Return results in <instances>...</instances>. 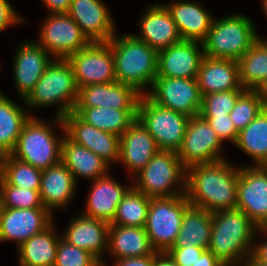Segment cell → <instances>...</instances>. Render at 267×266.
<instances>
[{
	"mask_svg": "<svg viewBox=\"0 0 267 266\" xmlns=\"http://www.w3.org/2000/svg\"><path fill=\"white\" fill-rule=\"evenodd\" d=\"M199 4L194 1L177 0L165 5L177 25L182 40L202 43L207 37L213 17Z\"/></svg>",
	"mask_w": 267,
	"mask_h": 266,
	"instance_id": "obj_26",
	"label": "cell"
},
{
	"mask_svg": "<svg viewBox=\"0 0 267 266\" xmlns=\"http://www.w3.org/2000/svg\"><path fill=\"white\" fill-rule=\"evenodd\" d=\"M223 143L207 120L200 115L190 117L182 145L177 152L182 165L212 163L225 159L221 152Z\"/></svg>",
	"mask_w": 267,
	"mask_h": 266,
	"instance_id": "obj_11",
	"label": "cell"
},
{
	"mask_svg": "<svg viewBox=\"0 0 267 266\" xmlns=\"http://www.w3.org/2000/svg\"><path fill=\"white\" fill-rule=\"evenodd\" d=\"M212 213L190 205L173 247L196 246L208 249L211 237Z\"/></svg>",
	"mask_w": 267,
	"mask_h": 266,
	"instance_id": "obj_32",
	"label": "cell"
},
{
	"mask_svg": "<svg viewBox=\"0 0 267 266\" xmlns=\"http://www.w3.org/2000/svg\"><path fill=\"white\" fill-rule=\"evenodd\" d=\"M254 22L242 14L213 19L202 42L205 56L238 61L259 38Z\"/></svg>",
	"mask_w": 267,
	"mask_h": 266,
	"instance_id": "obj_6",
	"label": "cell"
},
{
	"mask_svg": "<svg viewBox=\"0 0 267 266\" xmlns=\"http://www.w3.org/2000/svg\"><path fill=\"white\" fill-rule=\"evenodd\" d=\"M245 90H231L209 93L202 96L200 116H225L230 114L238 97Z\"/></svg>",
	"mask_w": 267,
	"mask_h": 266,
	"instance_id": "obj_40",
	"label": "cell"
},
{
	"mask_svg": "<svg viewBox=\"0 0 267 266\" xmlns=\"http://www.w3.org/2000/svg\"><path fill=\"white\" fill-rule=\"evenodd\" d=\"M243 266H267L265 264L257 262L251 255L242 264Z\"/></svg>",
	"mask_w": 267,
	"mask_h": 266,
	"instance_id": "obj_51",
	"label": "cell"
},
{
	"mask_svg": "<svg viewBox=\"0 0 267 266\" xmlns=\"http://www.w3.org/2000/svg\"><path fill=\"white\" fill-rule=\"evenodd\" d=\"M153 266H178L168 252H156Z\"/></svg>",
	"mask_w": 267,
	"mask_h": 266,
	"instance_id": "obj_49",
	"label": "cell"
},
{
	"mask_svg": "<svg viewBox=\"0 0 267 266\" xmlns=\"http://www.w3.org/2000/svg\"><path fill=\"white\" fill-rule=\"evenodd\" d=\"M260 229L267 222V166H241L237 207Z\"/></svg>",
	"mask_w": 267,
	"mask_h": 266,
	"instance_id": "obj_14",
	"label": "cell"
},
{
	"mask_svg": "<svg viewBox=\"0 0 267 266\" xmlns=\"http://www.w3.org/2000/svg\"><path fill=\"white\" fill-rule=\"evenodd\" d=\"M51 124L34 116L24 124L15 149L10 153L16 159L31 164L41 171L61 161L62 141L65 127L62 118L55 116ZM53 121V122H52ZM60 126L62 136L55 135L53 124ZM52 125V126H51Z\"/></svg>",
	"mask_w": 267,
	"mask_h": 266,
	"instance_id": "obj_5",
	"label": "cell"
},
{
	"mask_svg": "<svg viewBox=\"0 0 267 266\" xmlns=\"http://www.w3.org/2000/svg\"><path fill=\"white\" fill-rule=\"evenodd\" d=\"M205 56L203 45L182 40L158 52L157 77L197 78Z\"/></svg>",
	"mask_w": 267,
	"mask_h": 266,
	"instance_id": "obj_17",
	"label": "cell"
},
{
	"mask_svg": "<svg viewBox=\"0 0 267 266\" xmlns=\"http://www.w3.org/2000/svg\"><path fill=\"white\" fill-rule=\"evenodd\" d=\"M201 95L246 90L240 83L238 61L204 56L197 76Z\"/></svg>",
	"mask_w": 267,
	"mask_h": 266,
	"instance_id": "obj_25",
	"label": "cell"
},
{
	"mask_svg": "<svg viewBox=\"0 0 267 266\" xmlns=\"http://www.w3.org/2000/svg\"><path fill=\"white\" fill-rule=\"evenodd\" d=\"M73 112L87 124L119 137L137 119V109L74 107Z\"/></svg>",
	"mask_w": 267,
	"mask_h": 266,
	"instance_id": "obj_30",
	"label": "cell"
},
{
	"mask_svg": "<svg viewBox=\"0 0 267 266\" xmlns=\"http://www.w3.org/2000/svg\"><path fill=\"white\" fill-rule=\"evenodd\" d=\"M52 223L43 232L32 236L18 247L19 265L54 266L60 236ZM59 236V237H58Z\"/></svg>",
	"mask_w": 267,
	"mask_h": 266,
	"instance_id": "obj_31",
	"label": "cell"
},
{
	"mask_svg": "<svg viewBox=\"0 0 267 266\" xmlns=\"http://www.w3.org/2000/svg\"><path fill=\"white\" fill-rule=\"evenodd\" d=\"M77 182L68 168L60 161L42 171L40 196L43 206L52 209L65 208L76 192Z\"/></svg>",
	"mask_w": 267,
	"mask_h": 266,
	"instance_id": "obj_27",
	"label": "cell"
},
{
	"mask_svg": "<svg viewBox=\"0 0 267 266\" xmlns=\"http://www.w3.org/2000/svg\"><path fill=\"white\" fill-rule=\"evenodd\" d=\"M20 22L23 23L24 19L17 14L10 2L7 0H0V32Z\"/></svg>",
	"mask_w": 267,
	"mask_h": 266,
	"instance_id": "obj_44",
	"label": "cell"
},
{
	"mask_svg": "<svg viewBox=\"0 0 267 266\" xmlns=\"http://www.w3.org/2000/svg\"><path fill=\"white\" fill-rule=\"evenodd\" d=\"M137 118L153 136L160 150L179 151L190 117L155 103L145 94L139 98Z\"/></svg>",
	"mask_w": 267,
	"mask_h": 266,
	"instance_id": "obj_8",
	"label": "cell"
},
{
	"mask_svg": "<svg viewBox=\"0 0 267 266\" xmlns=\"http://www.w3.org/2000/svg\"><path fill=\"white\" fill-rule=\"evenodd\" d=\"M258 229L239 209L214 212L208 249L225 266H242L252 253Z\"/></svg>",
	"mask_w": 267,
	"mask_h": 266,
	"instance_id": "obj_2",
	"label": "cell"
},
{
	"mask_svg": "<svg viewBox=\"0 0 267 266\" xmlns=\"http://www.w3.org/2000/svg\"><path fill=\"white\" fill-rule=\"evenodd\" d=\"M189 206L185 194L151 198L145 230L156 252H168L173 247Z\"/></svg>",
	"mask_w": 267,
	"mask_h": 266,
	"instance_id": "obj_9",
	"label": "cell"
},
{
	"mask_svg": "<svg viewBox=\"0 0 267 266\" xmlns=\"http://www.w3.org/2000/svg\"><path fill=\"white\" fill-rule=\"evenodd\" d=\"M41 174V170L16 159L11 154L0 156V175L10 185L39 191Z\"/></svg>",
	"mask_w": 267,
	"mask_h": 266,
	"instance_id": "obj_37",
	"label": "cell"
},
{
	"mask_svg": "<svg viewBox=\"0 0 267 266\" xmlns=\"http://www.w3.org/2000/svg\"><path fill=\"white\" fill-rule=\"evenodd\" d=\"M77 97L78 88L70 62L54 58L33 90L22 101L24 106L32 109L58 104L56 117L63 119L73 112Z\"/></svg>",
	"mask_w": 267,
	"mask_h": 266,
	"instance_id": "obj_4",
	"label": "cell"
},
{
	"mask_svg": "<svg viewBox=\"0 0 267 266\" xmlns=\"http://www.w3.org/2000/svg\"><path fill=\"white\" fill-rule=\"evenodd\" d=\"M193 266H225L209 249H206Z\"/></svg>",
	"mask_w": 267,
	"mask_h": 266,
	"instance_id": "obj_47",
	"label": "cell"
},
{
	"mask_svg": "<svg viewBox=\"0 0 267 266\" xmlns=\"http://www.w3.org/2000/svg\"><path fill=\"white\" fill-rule=\"evenodd\" d=\"M205 250L196 246L172 247L168 253L178 266H193Z\"/></svg>",
	"mask_w": 267,
	"mask_h": 266,
	"instance_id": "obj_43",
	"label": "cell"
},
{
	"mask_svg": "<svg viewBox=\"0 0 267 266\" xmlns=\"http://www.w3.org/2000/svg\"><path fill=\"white\" fill-rule=\"evenodd\" d=\"M31 116L6 95L0 94V156L15 149L22 128Z\"/></svg>",
	"mask_w": 267,
	"mask_h": 266,
	"instance_id": "obj_33",
	"label": "cell"
},
{
	"mask_svg": "<svg viewBox=\"0 0 267 266\" xmlns=\"http://www.w3.org/2000/svg\"><path fill=\"white\" fill-rule=\"evenodd\" d=\"M114 259L155 254L145 227L109 225L108 250Z\"/></svg>",
	"mask_w": 267,
	"mask_h": 266,
	"instance_id": "obj_29",
	"label": "cell"
},
{
	"mask_svg": "<svg viewBox=\"0 0 267 266\" xmlns=\"http://www.w3.org/2000/svg\"><path fill=\"white\" fill-rule=\"evenodd\" d=\"M67 14L90 42H108L116 34L111 13L101 0H72Z\"/></svg>",
	"mask_w": 267,
	"mask_h": 266,
	"instance_id": "obj_19",
	"label": "cell"
},
{
	"mask_svg": "<svg viewBox=\"0 0 267 266\" xmlns=\"http://www.w3.org/2000/svg\"><path fill=\"white\" fill-rule=\"evenodd\" d=\"M201 117L208 121L211 128L216 132L222 143L227 140L234 145L238 136V131L234 127L233 121L230 118V114H225V116Z\"/></svg>",
	"mask_w": 267,
	"mask_h": 266,
	"instance_id": "obj_42",
	"label": "cell"
},
{
	"mask_svg": "<svg viewBox=\"0 0 267 266\" xmlns=\"http://www.w3.org/2000/svg\"><path fill=\"white\" fill-rule=\"evenodd\" d=\"M234 146L251 157L254 166H267V110L263 109L238 132Z\"/></svg>",
	"mask_w": 267,
	"mask_h": 266,
	"instance_id": "obj_34",
	"label": "cell"
},
{
	"mask_svg": "<svg viewBox=\"0 0 267 266\" xmlns=\"http://www.w3.org/2000/svg\"><path fill=\"white\" fill-rule=\"evenodd\" d=\"M61 162L72 173L76 182L78 176L92 181L108 174L111 167L93 151L71 141L64 133Z\"/></svg>",
	"mask_w": 267,
	"mask_h": 266,
	"instance_id": "obj_28",
	"label": "cell"
},
{
	"mask_svg": "<svg viewBox=\"0 0 267 266\" xmlns=\"http://www.w3.org/2000/svg\"><path fill=\"white\" fill-rule=\"evenodd\" d=\"M239 168L227 159L186 169V197L190 205L211 213L237 207Z\"/></svg>",
	"mask_w": 267,
	"mask_h": 266,
	"instance_id": "obj_1",
	"label": "cell"
},
{
	"mask_svg": "<svg viewBox=\"0 0 267 266\" xmlns=\"http://www.w3.org/2000/svg\"><path fill=\"white\" fill-rule=\"evenodd\" d=\"M54 266H102V262L92 253L69 244L61 237Z\"/></svg>",
	"mask_w": 267,
	"mask_h": 266,
	"instance_id": "obj_41",
	"label": "cell"
},
{
	"mask_svg": "<svg viewBox=\"0 0 267 266\" xmlns=\"http://www.w3.org/2000/svg\"><path fill=\"white\" fill-rule=\"evenodd\" d=\"M51 14H67L72 0H42Z\"/></svg>",
	"mask_w": 267,
	"mask_h": 266,
	"instance_id": "obj_46",
	"label": "cell"
},
{
	"mask_svg": "<svg viewBox=\"0 0 267 266\" xmlns=\"http://www.w3.org/2000/svg\"><path fill=\"white\" fill-rule=\"evenodd\" d=\"M261 232L262 234L263 233L267 234V222L260 229H258V233H261Z\"/></svg>",
	"mask_w": 267,
	"mask_h": 266,
	"instance_id": "obj_52",
	"label": "cell"
},
{
	"mask_svg": "<svg viewBox=\"0 0 267 266\" xmlns=\"http://www.w3.org/2000/svg\"><path fill=\"white\" fill-rule=\"evenodd\" d=\"M46 208L13 209L0 206V241L17 242V248L53 223Z\"/></svg>",
	"mask_w": 267,
	"mask_h": 266,
	"instance_id": "obj_15",
	"label": "cell"
},
{
	"mask_svg": "<svg viewBox=\"0 0 267 266\" xmlns=\"http://www.w3.org/2000/svg\"><path fill=\"white\" fill-rule=\"evenodd\" d=\"M67 60L72 66L77 88L117 81L109 42H91L85 48L71 54Z\"/></svg>",
	"mask_w": 267,
	"mask_h": 266,
	"instance_id": "obj_10",
	"label": "cell"
},
{
	"mask_svg": "<svg viewBox=\"0 0 267 266\" xmlns=\"http://www.w3.org/2000/svg\"><path fill=\"white\" fill-rule=\"evenodd\" d=\"M88 193L84 216L103 220L111 224L114 220L117 206L123 196L132 187L122 186L109 174L93 180Z\"/></svg>",
	"mask_w": 267,
	"mask_h": 266,
	"instance_id": "obj_24",
	"label": "cell"
},
{
	"mask_svg": "<svg viewBox=\"0 0 267 266\" xmlns=\"http://www.w3.org/2000/svg\"><path fill=\"white\" fill-rule=\"evenodd\" d=\"M142 15L139 20V35H134L157 52L182 41L165 4H152Z\"/></svg>",
	"mask_w": 267,
	"mask_h": 266,
	"instance_id": "obj_21",
	"label": "cell"
},
{
	"mask_svg": "<svg viewBox=\"0 0 267 266\" xmlns=\"http://www.w3.org/2000/svg\"><path fill=\"white\" fill-rule=\"evenodd\" d=\"M262 7L265 11L264 13H266L265 15L267 16V0H262Z\"/></svg>",
	"mask_w": 267,
	"mask_h": 266,
	"instance_id": "obj_53",
	"label": "cell"
},
{
	"mask_svg": "<svg viewBox=\"0 0 267 266\" xmlns=\"http://www.w3.org/2000/svg\"><path fill=\"white\" fill-rule=\"evenodd\" d=\"M117 35L108 41L114 57L116 80L145 95L144 89L149 85L152 87L157 77L158 52L134 33Z\"/></svg>",
	"mask_w": 267,
	"mask_h": 266,
	"instance_id": "obj_3",
	"label": "cell"
},
{
	"mask_svg": "<svg viewBox=\"0 0 267 266\" xmlns=\"http://www.w3.org/2000/svg\"><path fill=\"white\" fill-rule=\"evenodd\" d=\"M258 243V244H257ZM251 256L259 263L267 265V242H254Z\"/></svg>",
	"mask_w": 267,
	"mask_h": 266,
	"instance_id": "obj_48",
	"label": "cell"
},
{
	"mask_svg": "<svg viewBox=\"0 0 267 266\" xmlns=\"http://www.w3.org/2000/svg\"><path fill=\"white\" fill-rule=\"evenodd\" d=\"M109 225L103 220L83 214L77 217L74 215L61 237L69 244L92 253L102 262V266H107L102 254L108 250Z\"/></svg>",
	"mask_w": 267,
	"mask_h": 266,
	"instance_id": "obj_23",
	"label": "cell"
},
{
	"mask_svg": "<svg viewBox=\"0 0 267 266\" xmlns=\"http://www.w3.org/2000/svg\"><path fill=\"white\" fill-rule=\"evenodd\" d=\"M65 135L74 143L84 146L109 165L118 163L120 137L87 124L77 114L70 112L63 118Z\"/></svg>",
	"mask_w": 267,
	"mask_h": 266,
	"instance_id": "obj_16",
	"label": "cell"
},
{
	"mask_svg": "<svg viewBox=\"0 0 267 266\" xmlns=\"http://www.w3.org/2000/svg\"><path fill=\"white\" fill-rule=\"evenodd\" d=\"M0 206L13 209L45 208L38 190L10 185L0 175Z\"/></svg>",
	"mask_w": 267,
	"mask_h": 266,
	"instance_id": "obj_38",
	"label": "cell"
},
{
	"mask_svg": "<svg viewBox=\"0 0 267 266\" xmlns=\"http://www.w3.org/2000/svg\"><path fill=\"white\" fill-rule=\"evenodd\" d=\"M134 178L132 186L150 198L186 194V168L173 151L159 150Z\"/></svg>",
	"mask_w": 267,
	"mask_h": 266,
	"instance_id": "obj_7",
	"label": "cell"
},
{
	"mask_svg": "<svg viewBox=\"0 0 267 266\" xmlns=\"http://www.w3.org/2000/svg\"><path fill=\"white\" fill-rule=\"evenodd\" d=\"M261 99L263 108L267 110V78H265L255 89Z\"/></svg>",
	"mask_w": 267,
	"mask_h": 266,
	"instance_id": "obj_50",
	"label": "cell"
},
{
	"mask_svg": "<svg viewBox=\"0 0 267 266\" xmlns=\"http://www.w3.org/2000/svg\"><path fill=\"white\" fill-rule=\"evenodd\" d=\"M114 260V266H153L154 254Z\"/></svg>",
	"mask_w": 267,
	"mask_h": 266,
	"instance_id": "obj_45",
	"label": "cell"
},
{
	"mask_svg": "<svg viewBox=\"0 0 267 266\" xmlns=\"http://www.w3.org/2000/svg\"><path fill=\"white\" fill-rule=\"evenodd\" d=\"M42 23L39 41L52 57L67 59L91 42L68 14H49Z\"/></svg>",
	"mask_w": 267,
	"mask_h": 266,
	"instance_id": "obj_12",
	"label": "cell"
},
{
	"mask_svg": "<svg viewBox=\"0 0 267 266\" xmlns=\"http://www.w3.org/2000/svg\"><path fill=\"white\" fill-rule=\"evenodd\" d=\"M15 51L13 77L18 95L24 100L54 58L37 41H27Z\"/></svg>",
	"mask_w": 267,
	"mask_h": 266,
	"instance_id": "obj_18",
	"label": "cell"
},
{
	"mask_svg": "<svg viewBox=\"0 0 267 266\" xmlns=\"http://www.w3.org/2000/svg\"><path fill=\"white\" fill-rule=\"evenodd\" d=\"M151 198L133 186L118 204L113 222L110 225L145 227Z\"/></svg>",
	"mask_w": 267,
	"mask_h": 266,
	"instance_id": "obj_36",
	"label": "cell"
},
{
	"mask_svg": "<svg viewBox=\"0 0 267 266\" xmlns=\"http://www.w3.org/2000/svg\"><path fill=\"white\" fill-rule=\"evenodd\" d=\"M140 96L132 86L117 81L91 84L78 88L75 107L137 109Z\"/></svg>",
	"mask_w": 267,
	"mask_h": 266,
	"instance_id": "obj_20",
	"label": "cell"
},
{
	"mask_svg": "<svg viewBox=\"0 0 267 266\" xmlns=\"http://www.w3.org/2000/svg\"><path fill=\"white\" fill-rule=\"evenodd\" d=\"M155 139L137 118L120 136V157L133 178L159 151Z\"/></svg>",
	"mask_w": 267,
	"mask_h": 266,
	"instance_id": "obj_22",
	"label": "cell"
},
{
	"mask_svg": "<svg viewBox=\"0 0 267 266\" xmlns=\"http://www.w3.org/2000/svg\"><path fill=\"white\" fill-rule=\"evenodd\" d=\"M240 83L244 89L255 90L267 78V43L259 38L238 60Z\"/></svg>",
	"mask_w": 267,
	"mask_h": 266,
	"instance_id": "obj_35",
	"label": "cell"
},
{
	"mask_svg": "<svg viewBox=\"0 0 267 266\" xmlns=\"http://www.w3.org/2000/svg\"><path fill=\"white\" fill-rule=\"evenodd\" d=\"M261 99L255 90L246 89L237 99L230 112L235 129H244L263 110Z\"/></svg>",
	"mask_w": 267,
	"mask_h": 266,
	"instance_id": "obj_39",
	"label": "cell"
},
{
	"mask_svg": "<svg viewBox=\"0 0 267 266\" xmlns=\"http://www.w3.org/2000/svg\"><path fill=\"white\" fill-rule=\"evenodd\" d=\"M146 94L157 104L185 114L197 116L202 105V95L197 78L156 77L151 91Z\"/></svg>",
	"mask_w": 267,
	"mask_h": 266,
	"instance_id": "obj_13",
	"label": "cell"
}]
</instances>
